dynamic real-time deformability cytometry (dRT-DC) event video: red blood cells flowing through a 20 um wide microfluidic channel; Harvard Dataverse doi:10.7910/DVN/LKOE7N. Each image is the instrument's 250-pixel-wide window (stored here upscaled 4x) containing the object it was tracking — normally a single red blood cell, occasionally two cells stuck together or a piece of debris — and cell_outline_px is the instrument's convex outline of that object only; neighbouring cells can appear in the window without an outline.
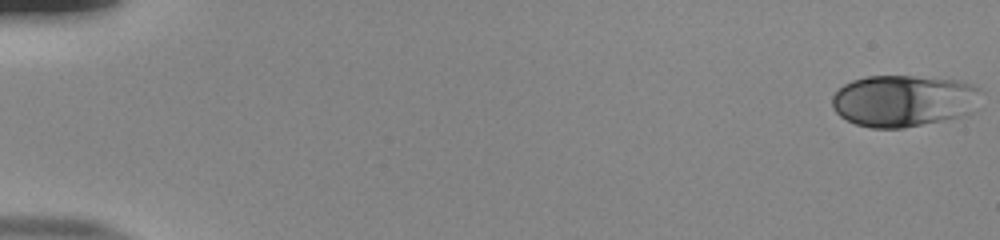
{"species": "human", "species_latin": "Homo sapiens", "temperature_condition": "room temperature", "stored_images_in_passage": 54, "camera_frame_rate_fps": 3000, "um_per_image_px": 0.085, "donor": {"sex": "male"}, "frame": {"image": 1, "passage_image": 1, "time_ms": 0.0, "image_size_px": [1000, 240], "cell_outline_px": [[984, 92], [972, 112], [964, 116], [904, 128], [872, 128], [856, 124], [840, 116], [832, 108], [832, 96], [844, 84], [852, 80], [868, 76], [912, 76], [960, 80], [976, 84], [984, 88]], "centroid_in_image_um": [76.89, 8.56], "position_along_channel_um": 8.1, "area_um2": 45.6}}
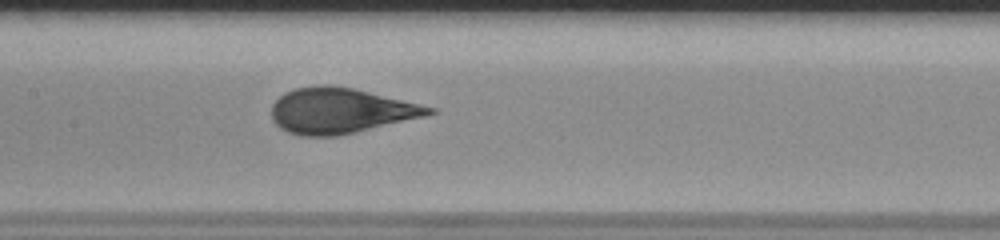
{"frame": {"image": 2, "passage_image": 28, "time_ms": 9.0, "image_size_px": [1000, 240], "cell_outline_px": [[436, 112], [424, 116], [336, 136], [300, 136], [288, 132], [280, 128], [272, 120], [272, 104], [284, 92], [296, 88], [320, 84], [332, 84], [352, 88], [436, 108]], "centroid_in_image_um": [28.87, 9.4], "position_along_channel_um": 178.5, "area_um2": 41.27}}
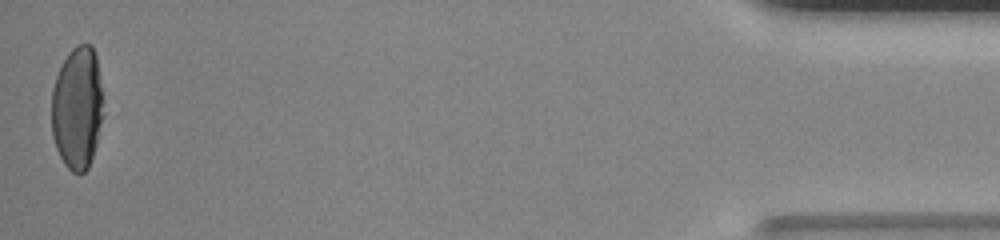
{"frame": {"image": 3, "passage_image": 54, "time_ms": 17.667, "image_size_px": [1000, 240], "cell_outline_px": [[104, 116], [96, 144], [88, 168], [80, 176], [72, 172], [64, 164], [56, 148], [52, 136], [52, 88], [56, 76], [68, 52], [76, 44], [92, 44], [96, 56], [104, 96]], "centroid_in_image_um": [6.6, 9.17], "position_along_channel_um": 428.6, "area_um2": 37.74}, "authors_computed_cell_mechanics": {"area_um2": 41.7316, "velocity_mm_per_s": 3.8325, "shape_relaxation_time_tau1_ms": 4.3187, "shape_relaxation_time_tau2_ms": null, "deformation_change_tau1": 0.1813, "deformation_change_tau2": null}}